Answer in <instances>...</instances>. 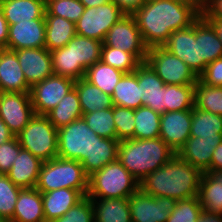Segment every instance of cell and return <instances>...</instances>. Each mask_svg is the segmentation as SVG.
<instances>
[{
  "label": "cell",
  "mask_w": 222,
  "mask_h": 222,
  "mask_svg": "<svg viewBox=\"0 0 222 222\" xmlns=\"http://www.w3.org/2000/svg\"><path fill=\"white\" fill-rule=\"evenodd\" d=\"M204 18H222V0H207L201 14Z\"/></svg>",
  "instance_id": "c3c4849f"
},
{
  "label": "cell",
  "mask_w": 222,
  "mask_h": 222,
  "mask_svg": "<svg viewBox=\"0 0 222 222\" xmlns=\"http://www.w3.org/2000/svg\"><path fill=\"white\" fill-rule=\"evenodd\" d=\"M114 2L125 15H133L141 5L145 3L144 0H111Z\"/></svg>",
  "instance_id": "681fc988"
},
{
  "label": "cell",
  "mask_w": 222,
  "mask_h": 222,
  "mask_svg": "<svg viewBox=\"0 0 222 222\" xmlns=\"http://www.w3.org/2000/svg\"><path fill=\"white\" fill-rule=\"evenodd\" d=\"M67 45H71L72 79L84 78L86 70L100 61L103 42L76 34Z\"/></svg>",
  "instance_id": "d6986e66"
},
{
  "label": "cell",
  "mask_w": 222,
  "mask_h": 222,
  "mask_svg": "<svg viewBox=\"0 0 222 222\" xmlns=\"http://www.w3.org/2000/svg\"><path fill=\"white\" fill-rule=\"evenodd\" d=\"M0 222H9L4 217L0 216Z\"/></svg>",
  "instance_id": "680465c9"
},
{
  "label": "cell",
  "mask_w": 222,
  "mask_h": 222,
  "mask_svg": "<svg viewBox=\"0 0 222 222\" xmlns=\"http://www.w3.org/2000/svg\"><path fill=\"white\" fill-rule=\"evenodd\" d=\"M198 79L205 85L222 87V57L209 63Z\"/></svg>",
  "instance_id": "7dc6e473"
},
{
  "label": "cell",
  "mask_w": 222,
  "mask_h": 222,
  "mask_svg": "<svg viewBox=\"0 0 222 222\" xmlns=\"http://www.w3.org/2000/svg\"><path fill=\"white\" fill-rule=\"evenodd\" d=\"M103 63L114 67L123 73L134 72L141 62L129 52H125L119 48L102 45L101 59Z\"/></svg>",
  "instance_id": "f35d334b"
},
{
  "label": "cell",
  "mask_w": 222,
  "mask_h": 222,
  "mask_svg": "<svg viewBox=\"0 0 222 222\" xmlns=\"http://www.w3.org/2000/svg\"><path fill=\"white\" fill-rule=\"evenodd\" d=\"M45 19H32L9 25L6 49L45 48Z\"/></svg>",
  "instance_id": "e0dca14e"
},
{
  "label": "cell",
  "mask_w": 222,
  "mask_h": 222,
  "mask_svg": "<svg viewBox=\"0 0 222 222\" xmlns=\"http://www.w3.org/2000/svg\"><path fill=\"white\" fill-rule=\"evenodd\" d=\"M15 135L9 130L8 126L0 118V145L12 139Z\"/></svg>",
  "instance_id": "db71d44e"
},
{
  "label": "cell",
  "mask_w": 222,
  "mask_h": 222,
  "mask_svg": "<svg viewBox=\"0 0 222 222\" xmlns=\"http://www.w3.org/2000/svg\"><path fill=\"white\" fill-rule=\"evenodd\" d=\"M124 15L112 1L97 7L85 8L75 23L76 34L103 42L110 28Z\"/></svg>",
  "instance_id": "9c48e42d"
},
{
  "label": "cell",
  "mask_w": 222,
  "mask_h": 222,
  "mask_svg": "<svg viewBox=\"0 0 222 222\" xmlns=\"http://www.w3.org/2000/svg\"><path fill=\"white\" fill-rule=\"evenodd\" d=\"M86 8L88 7H97L99 5L106 4L111 0H79Z\"/></svg>",
  "instance_id": "6f0895ef"
},
{
  "label": "cell",
  "mask_w": 222,
  "mask_h": 222,
  "mask_svg": "<svg viewBox=\"0 0 222 222\" xmlns=\"http://www.w3.org/2000/svg\"><path fill=\"white\" fill-rule=\"evenodd\" d=\"M148 48L163 46L173 31L192 25L201 14L176 0L145 2L132 15Z\"/></svg>",
  "instance_id": "7a4b0ae2"
},
{
  "label": "cell",
  "mask_w": 222,
  "mask_h": 222,
  "mask_svg": "<svg viewBox=\"0 0 222 222\" xmlns=\"http://www.w3.org/2000/svg\"><path fill=\"white\" fill-rule=\"evenodd\" d=\"M82 115V109L75 87L61 99L55 108L46 114L49 121L57 129L82 118Z\"/></svg>",
  "instance_id": "4dcf8cb0"
},
{
  "label": "cell",
  "mask_w": 222,
  "mask_h": 222,
  "mask_svg": "<svg viewBox=\"0 0 222 222\" xmlns=\"http://www.w3.org/2000/svg\"><path fill=\"white\" fill-rule=\"evenodd\" d=\"M210 171H222V141L213 151Z\"/></svg>",
  "instance_id": "f907efd6"
},
{
  "label": "cell",
  "mask_w": 222,
  "mask_h": 222,
  "mask_svg": "<svg viewBox=\"0 0 222 222\" xmlns=\"http://www.w3.org/2000/svg\"><path fill=\"white\" fill-rule=\"evenodd\" d=\"M194 7L200 14L204 11L205 1L204 0H176Z\"/></svg>",
  "instance_id": "9f6ffc18"
},
{
  "label": "cell",
  "mask_w": 222,
  "mask_h": 222,
  "mask_svg": "<svg viewBox=\"0 0 222 222\" xmlns=\"http://www.w3.org/2000/svg\"><path fill=\"white\" fill-rule=\"evenodd\" d=\"M88 179L80 162L56 157L43 161L36 188L41 192H50L60 188L88 193Z\"/></svg>",
  "instance_id": "8992f818"
},
{
  "label": "cell",
  "mask_w": 222,
  "mask_h": 222,
  "mask_svg": "<svg viewBox=\"0 0 222 222\" xmlns=\"http://www.w3.org/2000/svg\"><path fill=\"white\" fill-rule=\"evenodd\" d=\"M202 209L198 197L177 200L167 222H197Z\"/></svg>",
  "instance_id": "7bdbcfd3"
},
{
  "label": "cell",
  "mask_w": 222,
  "mask_h": 222,
  "mask_svg": "<svg viewBox=\"0 0 222 222\" xmlns=\"http://www.w3.org/2000/svg\"><path fill=\"white\" fill-rule=\"evenodd\" d=\"M43 161L28 150L20 149L11 169L6 173L8 178L23 188H36Z\"/></svg>",
  "instance_id": "ffe728a7"
},
{
  "label": "cell",
  "mask_w": 222,
  "mask_h": 222,
  "mask_svg": "<svg viewBox=\"0 0 222 222\" xmlns=\"http://www.w3.org/2000/svg\"><path fill=\"white\" fill-rule=\"evenodd\" d=\"M50 222H95L93 203L85 196L62 217Z\"/></svg>",
  "instance_id": "ee69618b"
},
{
  "label": "cell",
  "mask_w": 222,
  "mask_h": 222,
  "mask_svg": "<svg viewBox=\"0 0 222 222\" xmlns=\"http://www.w3.org/2000/svg\"><path fill=\"white\" fill-rule=\"evenodd\" d=\"M14 52L30 87L53 75L51 55L46 48H23Z\"/></svg>",
  "instance_id": "ac0fdd59"
},
{
  "label": "cell",
  "mask_w": 222,
  "mask_h": 222,
  "mask_svg": "<svg viewBox=\"0 0 222 222\" xmlns=\"http://www.w3.org/2000/svg\"><path fill=\"white\" fill-rule=\"evenodd\" d=\"M119 142L98 136L80 118L58 129V157L80 162L89 177L118 159Z\"/></svg>",
  "instance_id": "6da1fadb"
},
{
  "label": "cell",
  "mask_w": 222,
  "mask_h": 222,
  "mask_svg": "<svg viewBox=\"0 0 222 222\" xmlns=\"http://www.w3.org/2000/svg\"><path fill=\"white\" fill-rule=\"evenodd\" d=\"M10 222H46L41 192L37 188H23L15 204Z\"/></svg>",
  "instance_id": "cb8c5ba5"
},
{
  "label": "cell",
  "mask_w": 222,
  "mask_h": 222,
  "mask_svg": "<svg viewBox=\"0 0 222 222\" xmlns=\"http://www.w3.org/2000/svg\"><path fill=\"white\" fill-rule=\"evenodd\" d=\"M91 200L95 222H132L129 198Z\"/></svg>",
  "instance_id": "4316f807"
},
{
  "label": "cell",
  "mask_w": 222,
  "mask_h": 222,
  "mask_svg": "<svg viewBox=\"0 0 222 222\" xmlns=\"http://www.w3.org/2000/svg\"><path fill=\"white\" fill-rule=\"evenodd\" d=\"M195 85H165V112L194 108Z\"/></svg>",
  "instance_id": "d590c367"
},
{
  "label": "cell",
  "mask_w": 222,
  "mask_h": 222,
  "mask_svg": "<svg viewBox=\"0 0 222 222\" xmlns=\"http://www.w3.org/2000/svg\"><path fill=\"white\" fill-rule=\"evenodd\" d=\"M75 80L53 74L30 88L35 114L46 115L74 88Z\"/></svg>",
  "instance_id": "4fadbf2b"
},
{
  "label": "cell",
  "mask_w": 222,
  "mask_h": 222,
  "mask_svg": "<svg viewBox=\"0 0 222 222\" xmlns=\"http://www.w3.org/2000/svg\"><path fill=\"white\" fill-rule=\"evenodd\" d=\"M198 199L203 209L222 214V171L203 173Z\"/></svg>",
  "instance_id": "484cf974"
},
{
  "label": "cell",
  "mask_w": 222,
  "mask_h": 222,
  "mask_svg": "<svg viewBox=\"0 0 222 222\" xmlns=\"http://www.w3.org/2000/svg\"><path fill=\"white\" fill-rule=\"evenodd\" d=\"M103 44L132 53L141 63L146 62L148 47L132 15H124L107 32Z\"/></svg>",
  "instance_id": "30bf717a"
},
{
  "label": "cell",
  "mask_w": 222,
  "mask_h": 222,
  "mask_svg": "<svg viewBox=\"0 0 222 222\" xmlns=\"http://www.w3.org/2000/svg\"><path fill=\"white\" fill-rule=\"evenodd\" d=\"M215 29L219 40L222 42V18H205Z\"/></svg>",
  "instance_id": "11a10c76"
},
{
  "label": "cell",
  "mask_w": 222,
  "mask_h": 222,
  "mask_svg": "<svg viewBox=\"0 0 222 222\" xmlns=\"http://www.w3.org/2000/svg\"><path fill=\"white\" fill-rule=\"evenodd\" d=\"M124 73L101 60L86 70L85 79L98 87L103 93L112 96L114 88Z\"/></svg>",
  "instance_id": "836d02e7"
},
{
  "label": "cell",
  "mask_w": 222,
  "mask_h": 222,
  "mask_svg": "<svg viewBox=\"0 0 222 222\" xmlns=\"http://www.w3.org/2000/svg\"><path fill=\"white\" fill-rule=\"evenodd\" d=\"M175 154L160 137L122 140L118 146V160L139 183Z\"/></svg>",
  "instance_id": "277c9868"
},
{
  "label": "cell",
  "mask_w": 222,
  "mask_h": 222,
  "mask_svg": "<svg viewBox=\"0 0 222 222\" xmlns=\"http://www.w3.org/2000/svg\"><path fill=\"white\" fill-rule=\"evenodd\" d=\"M194 107L222 116V87L208 86L198 79L195 83Z\"/></svg>",
  "instance_id": "8d00e7d4"
},
{
  "label": "cell",
  "mask_w": 222,
  "mask_h": 222,
  "mask_svg": "<svg viewBox=\"0 0 222 222\" xmlns=\"http://www.w3.org/2000/svg\"><path fill=\"white\" fill-rule=\"evenodd\" d=\"M45 48L50 52L66 46L76 35L75 23L60 16L45 15Z\"/></svg>",
  "instance_id": "83f0119b"
},
{
  "label": "cell",
  "mask_w": 222,
  "mask_h": 222,
  "mask_svg": "<svg viewBox=\"0 0 222 222\" xmlns=\"http://www.w3.org/2000/svg\"><path fill=\"white\" fill-rule=\"evenodd\" d=\"M176 203V199L154 197L139 188L129 197L132 222H167Z\"/></svg>",
  "instance_id": "7c38bea8"
},
{
  "label": "cell",
  "mask_w": 222,
  "mask_h": 222,
  "mask_svg": "<svg viewBox=\"0 0 222 222\" xmlns=\"http://www.w3.org/2000/svg\"><path fill=\"white\" fill-rule=\"evenodd\" d=\"M139 188V182L117 159L89 176L87 196L91 199L129 198Z\"/></svg>",
  "instance_id": "5b68a950"
},
{
  "label": "cell",
  "mask_w": 222,
  "mask_h": 222,
  "mask_svg": "<svg viewBox=\"0 0 222 222\" xmlns=\"http://www.w3.org/2000/svg\"><path fill=\"white\" fill-rule=\"evenodd\" d=\"M201 136L208 140L222 139V116L194 107L190 137Z\"/></svg>",
  "instance_id": "f546056e"
},
{
  "label": "cell",
  "mask_w": 222,
  "mask_h": 222,
  "mask_svg": "<svg viewBox=\"0 0 222 222\" xmlns=\"http://www.w3.org/2000/svg\"><path fill=\"white\" fill-rule=\"evenodd\" d=\"M21 189L6 174H0V216L9 222L13 218L15 204Z\"/></svg>",
  "instance_id": "ab89813d"
},
{
  "label": "cell",
  "mask_w": 222,
  "mask_h": 222,
  "mask_svg": "<svg viewBox=\"0 0 222 222\" xmlns=\"http://www.w3.org/2000/svg\"><path fill=\"white\" fill-rule=\"evenodd\" d=\"M163 47L180 58L197 76L202 73V59H200L199 50V18L189 27L173 31Z\"/></svg>",
  "instance_id": "8fae6325"
},
{
  "label": "cell",
  "mask_w": 222,
  "mask_h": 222,
  "mask_svg": "<svg viewBox=\"0 0 222 222\" xmlns=\"http://www.w3.org/2000/svg\"><path fill=\"white\" fill-rule=\"evenodd\" d=\"M192 109L161 114L159 137L175 152L190 137Z\"/></svg>",
  "instance_id": "9a60e30c"
},
{
  "label": "cell",
  "mask_w": 222,
  "mask_h": 222,
  "mask_svg": "<svg viewBox=\"0 0 222 222\" xmlns=\"http://www.w3.org/2000/svg\"><path fill=\"white\" fill-rule=\"evenodd\" d=\"M53 74L72 79L71 45L50 51Z\"/></svg>",
  "instance_id": "f6af8a7d"
},
{
  "label": "cell",
  "mask_w": 222,
  "mask_h": 222,
  "mask_svg": "<svg viewBox=\"0 0 222 222\" xmlns=\"http://www.w3.org/2000/svg\"><path fill=\"white\" fill-rule=\"evenodd\" d=\"M8 30L9 25L0 6V49L6 48L7 46Z\"/></svg>",
  "instance_id": "816d5d0a"
},
{
  "label": "cell",
  "mask_w": 222,
  "mask_h": 222,
  "mask_svg": "<svg viewBox=\"0 0 222 222\" xmlns=\"http://www.w3.org/2000/svg\"><path fill=\"white\" fill-rule=\"evenodd\" d=\"M202 175L201 170L175 154L166 164L145 177L139 186L154 197L185 200L198 197Z\"/></svg>",
  "instance_id": "3957f363"
},
{
  "label": "cell",
  "mask_w": 222,
  "mask_h": 222,
  "mask_svg": "<svg viewBox=\"0 0 222 222\" xmlns=\"http://www.w3.org/2000/svg\"><path fill=\"white\" fill-rule=\"evenodd\" d=\"M113 105L137 109L142 106L140 87L135 72L124 73L114 88L112 94Z\"/></svg>",
  "instance_id": "d6a6232c"
},
{
  "label": "cell",
  "mask_w": 222,
  "mask_h": 222,
  "mask_svg": "<svg viewBox=\"0 0 222 222\" xmlns=\"http://www.w3.org/2000/svg\"><path fill=\"white\" fill-rule=\"evenodd\" d=\"M116 139L118 141L134 139L135 116L134 109L113 106Z\"/></svg>",
  "instance_id": "b9f144b4"
},
{
  "label": "cell",
  "mask_w": 222,
  "mask_h": 222,
  "mask_svg": "<svg viewBox=\"0 0 222 222\" xmlns=\"http://www.w3.org/2000/svg\"><path fill=\"white\" fill-rule=\"evenodd\" d=\"M221 141L222 139H204L202 136L189 137L176 154L203 173L208 172L210 171L213 151Z\"/></svg>",
  "instance_id": "7402d4cb"
},
{
  "label": "cell",
  "mask_w": 222,
  "mask_h": 222,
  "mask_svg": "<svg viewBox=\"0 0 222 222\" xmlns=\"http://www.w3.org/2000/svg\"><path fill=\"white\" fill-rule=\"evenodd\" d=\"M20 149L17 136L0 145V174H6L11 169Z\"/></svg>",
  "instance_id": "bcb514c9"
},
{
  "label": "cell",
  "mask_w": 222,
  "mask_h": 222,
  "mask_svg": "<svg viewBox=\"0 0 222 222\" xmlns=\"http://www.w3.org/2000/svg\"><path fill=\"white\" fill-rule=\"evenodd\" d=\"M146 63L165 85H195L198 81L194 71L163 46L148 48Z\"/></svg>",
  "instance_id": "ba28073f"
},
{
  "label": "cell",
  "mask_w": 222,
  "mask_h": 222,
  "mask_svg": "<svg viewBox=\"0 0 222 222\" xmlns=\"http://www.w3.org/2000/svg\"><path fill=\"white\" fill-rule=\"evenodd\" d=\"M85 8L79 0H47L45 15L60 16L76 23Z\"/></svg>",
  "instance_id": "60d3db41"
},
{
  "label": "cell",
  "mask_w": 222,
  "mask_h": 222,
  "mask_svg": "<svg viewBox=\"0 0 222 222\" xmlns=\"http://www.w3.org/2000/svg\"><path fill=\"white\" fill-rule=\"evenodd\" d=\"M16 136L21 148L42 161L58 157V129L46 115L35 114Z\"/></svg>",
  "instance_id": "52a82bcc"
},
{
  "label": "cell",
  "mask_w": 222,
  "mask_h": 222,
  "mask_svg": "<svg viewBox=\"0 0 222 222\" xmlns=\"http://www.w3.org/2000/svg\"><path fill=\"white\" fill-rule=\"evenodd\" d=\"M74 87L77 90L82 114L92 113L96 110H104L114 106L112 97L109 94L103 93L85 78L76 80Z\"/></svg>",
  "instance_id": "f1b7e54d"
},
{
  "label": "cell",
  "mask_w": 222,
  "mask_h": 222,
  "mask_svg": "<svg viewBox=\"0 0 222 222\" xmlns=\"http://www.w3.org/2000/svg\"><path fill=\"white\" fill-rule=\"evenodd\" d=\"M0 6L8 25L45 19L46 2L43 0H4Z\"/></svg>",
  "instance_id": "d4e9b609"
},
{
  "label": "cell",
  "mask_w": 222,
  "mask_h": 222,
  "mask_svg": "<svg viewBox=\"0 0 222 222\" xmlns=\"http://www.w3.org/2000/svg\"><path fill=\"white\" fill-rule=\"evenodd\" d=\"M41 195L46 222L64 216L70 208L85 197L80 191L69 188H60Z\"/></svg>",
  "instance_id": "603a6c76"
},
{
  "label": "cell",
  "mask_w": 222,
  "mask_h": 222,
  "mask_svg": "<svg viewBox=\"0 0 222 222\" xmlns=\"http://www.w3.org/2000/svg\"><path fill=\"white\" fill-rule=\"evenodd\" d=\"M82 118L98 136L103 138L116 139L113 107L104 110H96L92 113H85Z\"/></svg>",
  "instance_id": "74e56055"
},
{
  "label": "cell",
  "mask_w": 222,
  "mask_h": 222,
  "mask_svg": "<svg viewBox=\"0 0 222 222\" xmlns=\"http://www.w3.org/2000/svg\"><path fill=\"white\" fill-rule=\"evenodd\" d=\"M134 139H154L160 135L161 114L141 106L134 110Z\"/></svg>",
  "instance_id": "e575fe53"
},
{
  "label": "cell",
  "mask_w": 222,
  "mask_h": 222,
  "mask_svg": "<svg viewBox=\"0 0 222 222\" xmlns=\"http://www.w3.org/2000/svg\"><path fill=\"white\" fill-rule=\"evenodd\" d=\"M137 75L142 106L159 114L165 113V84L152 67L142 62L134 71Z\"/></svg>",
  "instance_id": "2e32d148"
},
{
  "label": "cell",
  "mask_w": 222,
  "mask_h": 222,
  "mask_svg": "<svg viewBox=\"0 0 222 222\" xmlns=\"http://www.w3.org/2000/svg\"><path fill=\"white\" fill-rule=\"evenodd\" d=\"M199 50L202 72L209 63L222 57V42L215 29L202 15L199 17Z\"/></svg>",
  "instance_id": "1f68e13d"
},
{
  "label": "cell",
  "mask_w": 222,
  "mask_h": 222,
  "mask_svg": "<svg viewBox=\"0 0 222 222\" xmlns=\"http://www.w3.org/2000/svg\"><path fill=\"white\" fill-rule=\"evenodd\" d=\"M197 222H222V214L209 212L202 209Z\"/></svg>",
  "instance_id": "f5cc1de1"
},
{
  "label": "cell",
  "mask_w": 222,
  "mask_h": 222,
  "mask_svg": "<svg viewBox=\"0 0 222 222\" xmlns=\"http://www.w3.org/2000/svg\"><path fill=\"white\" fill-rule=\"evenodd\" d=\"M1 92H30L17 55L6 48L0 49Z\"/></svg>",
  "instance_id": "44dd1931"
},
{
  "label": "cell",
  "mask_w": 222,
  "mask_h": 222,
  "mask_svg": "<svg viewBox=\"0 0 222 222\" xmlns=\"http://www.w3.org/2000/svg\"><path fill=\"white\" fill-rule=\"evenodd\" d=\"M34 115L30 92H0V118L15 136Z\"/></svg>",
  "instance_id": "5bb4252c"
}]
</instances>
